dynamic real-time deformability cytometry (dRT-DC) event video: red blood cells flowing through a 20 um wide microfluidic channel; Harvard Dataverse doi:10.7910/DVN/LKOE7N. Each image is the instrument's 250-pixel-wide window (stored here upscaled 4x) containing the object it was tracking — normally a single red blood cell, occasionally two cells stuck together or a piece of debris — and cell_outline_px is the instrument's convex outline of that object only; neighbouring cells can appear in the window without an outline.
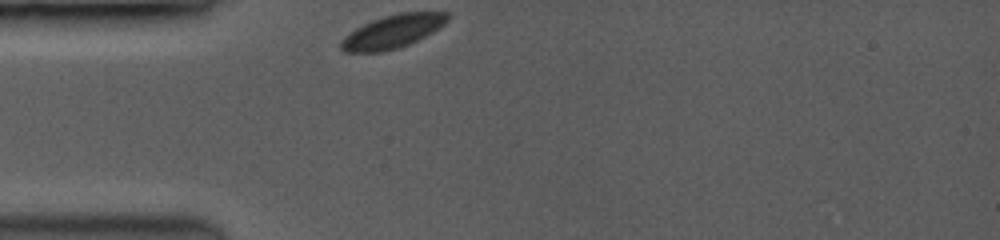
{"species": "common noctule bat (a hibernating species)", "species_latin": "Nyctalus noctula", "temperature_condition": "room temperature", "stored_images_in_passage": 24, "camera_frame_rate_fps": 3500, "um_per_image_px": 0.085, "animal": {"sex": "female", "body_mass_g": 19.0, "forearm_length_mm": 53.3}, "frame": {"image": 1, "passage_image": 1, "time_ms": 0.0, "image_size_px": [1000, 240], "cell_outline_px": [[448, 20], [440, 28], [408, 44], [396, 48], [380, 52], [344, 52], [340, 48], [340, 40], [344, 36], [356, 28], [372, 20], [384, 16], [400, 12], [448, 12]], "centroid_in_image_um": [33.35, 2.67], "position_along_channel_um": 51.7, "area_um2": 20.46}}
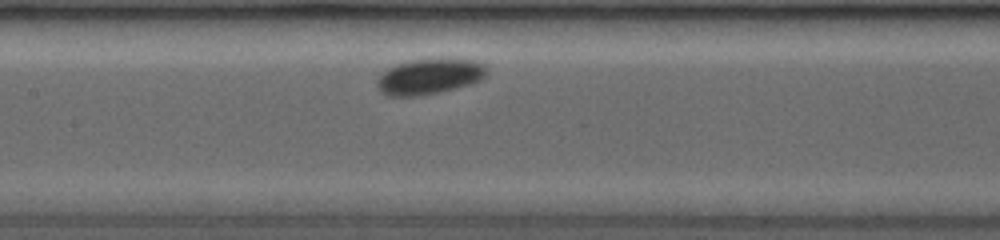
{"frame": {"image": 2, "passage_image": 8, "time_ms": 3.429, "image_size_px": [1000, 240], "cell_outline_px": [[488, 72], [480, 80], [468, 84], [452, 88], [412, 96], [388, 96], [376, 84], [376, 80], [388, 68], [396, 64], [412, 60], [472, 60], [484, 64], [488, 68]], "centroid_in_image_um": [36.48, 6.49], "position_along_channel_um": 170.9, "area_um2": 21.79}}
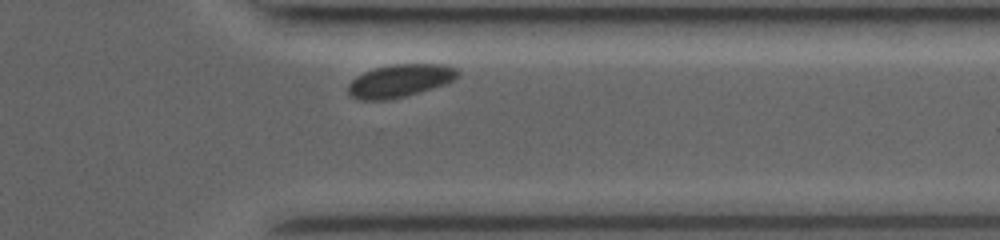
{"frame": {"image": 3, "passage_image": 22, "time_ms": 8.857, "image_size_px": [1000, 240], "cell_outline_px": [[460, 72], [452, 80], [444, 84], [420, 92], [388, 100], [360, 100], [352, 96], [348, 92], [348, 84], [356, 76], [364, 72], [376, 68], [396, 64], [444, 64], [456, 68]], "centroid_in_image_um": [33.98, 6.86], "position_along_channel_um": 377.4, "area_um2": 20.75}, "authors_computed_cell_mechanics": {"area_um2": 20.9236, "velocity_mm_per_s": 3.7876, "shape_relaxation_time_tau1_ms": 0.2823, "shape_relaxation_time_tau2_ms": null, "deformation_change_tau1": 0.0095, "deformation_change_tau2": null}}